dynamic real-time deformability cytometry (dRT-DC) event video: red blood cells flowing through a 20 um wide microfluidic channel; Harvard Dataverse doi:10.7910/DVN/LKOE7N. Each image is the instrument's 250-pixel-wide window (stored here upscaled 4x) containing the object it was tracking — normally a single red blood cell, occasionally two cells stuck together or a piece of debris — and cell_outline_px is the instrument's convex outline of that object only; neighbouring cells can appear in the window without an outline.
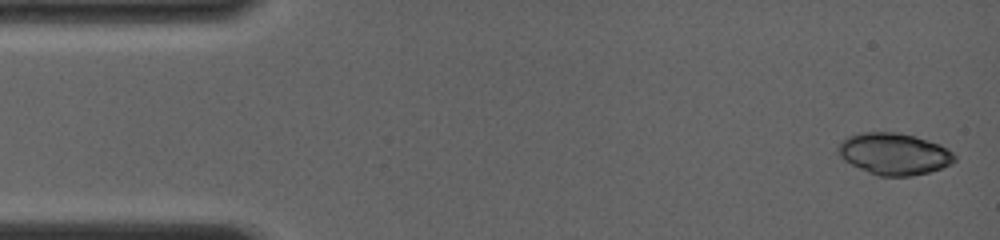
{"species": "common noctule bat (a hibernating species)", "species_latin": "Nyctalus noctula", "temperature_condition": "room temperature", "stored_images_in_passage": 7, "camera_frame_rate_fps": 4000, "um_per_image_px": 0.085, "animal": {"sex": "female", "body_mass_g": 19.0, "forearm_length_mm": 56.7}, "frame": {"image": 1, "passage_image": 1, "time_ms": 0.0, "image_size_px": [1000, 240], "cell_outline_px": [[956, 160], [952, 164], [928, 172], [912, 176], [880, 176], [860, 168], [844, 160], [840, 156], [836, 148], [848, 136], [860, 132], [896, 132], [928, 140], [940, 144], [952, 152], [956, 156]], "centroid_in_image_um": [76.01, 13.07], "position_along_channel_um": 9.0, "area_um2": 28.09}}
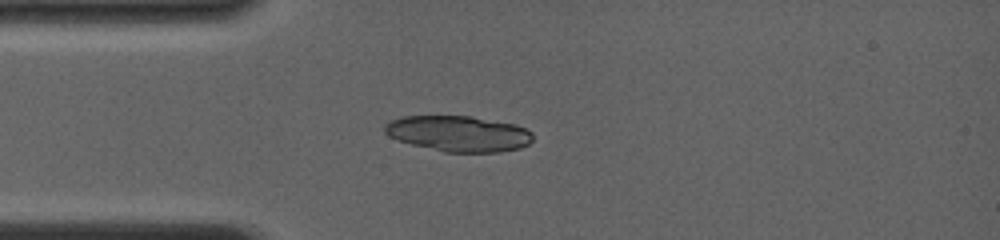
{"frame": {"image": 2, "passage_image": 7, "time_ms": 3.5, "image_size_px": [1000, 240], "cell_outline_px": [[532, 140], [528, 144], [520, 148], [500, 152], [444, 152], [412, 144], [388, 136], [384, 132], [384, 124], [392, 120], [404, 116], [468, 116], [516, 124], [532, 132]], "centroid_in_image_um": [38.98, 11.36], "position_along_channel_um": 46.0, "area_um2": 30.75}}